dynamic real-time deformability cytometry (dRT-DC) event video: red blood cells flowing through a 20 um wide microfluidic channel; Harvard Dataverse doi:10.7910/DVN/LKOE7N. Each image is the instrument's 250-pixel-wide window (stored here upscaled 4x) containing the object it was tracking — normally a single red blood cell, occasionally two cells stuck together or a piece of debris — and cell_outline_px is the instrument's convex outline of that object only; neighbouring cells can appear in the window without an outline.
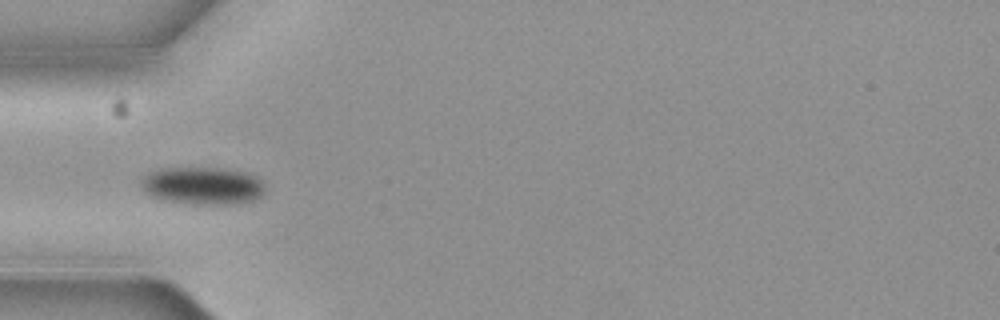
{"species": "common noctule bat (a hibernating species)", "species_latin": "Nyctalus noctula", "temperature_condition": "cold", "stored_images_in_passage": 10, "camera_frame_rate_fps": 3000, "um_per_image_px": 0.085, "animal": {"sex": "female", "body_mass_g": 19.3, "forearm_length_mm": 54.1}, "frame": {"image": 1, "passage_image": 4, "time_ms": 1.0, "image_size_px": [1000, 320], "cell_outline_px": [[264, 192], [256, 200], [232, 204], [196, 204], [160, 200], [144, 192], [140, 184], [140, 180], [148, 172], [160, 168], [224, 168], [244, 172], [256, 176], [264, 180]], "centroid_in_image_um": [17.21, 15.78], "position_along_channel_um": 67.8, "area_um2": 27.51}}
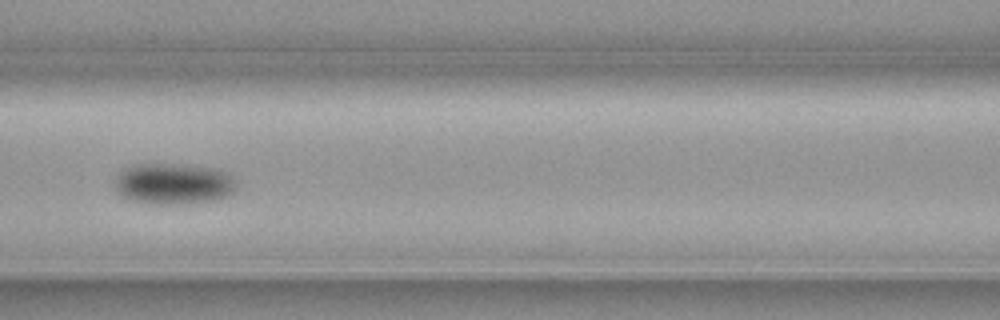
{"frame": {"image": 2, "passage_image": 6, "time_ms": 1.667, "image_size_px": [1000, 320], "cell_outline_px": [[236, 188], [232, 192], [216, 200], [180, 204], [148, 204], [128, 200], [116, 188], [116, 176], [124, 168], [136, 164], [180, 164], [220, 168], [228, 172], [236, 180]], "centroid_in_image_um": [14.78, 15.61], "position_along_channel_um": 151.8, "area_um2": 29.42}}
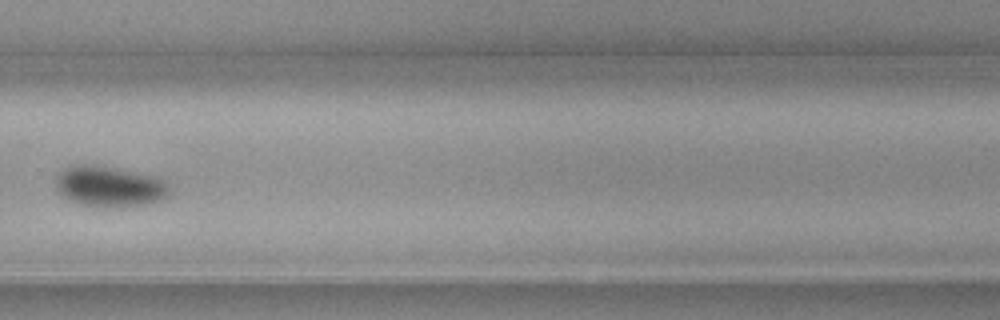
{"frame": {"image": 3, "passage_image": 10, "time_ms": 3.0, "image_size_px": [1000, 320], "cell_outline_px": [[172, 192], [168, 196], [160, 200], [144, 204], [120, 208], [96, 208], [80, 204], [68, 200], [56, 188], [56, 176], [64, 168], [76, 164], [92, 164], [156, 176], [164, 180], [168, 184]], "centroid_in_image_um": [9.31, 15.87], "position_along_channel_um": 320.5, "area_um2": 27.46}}